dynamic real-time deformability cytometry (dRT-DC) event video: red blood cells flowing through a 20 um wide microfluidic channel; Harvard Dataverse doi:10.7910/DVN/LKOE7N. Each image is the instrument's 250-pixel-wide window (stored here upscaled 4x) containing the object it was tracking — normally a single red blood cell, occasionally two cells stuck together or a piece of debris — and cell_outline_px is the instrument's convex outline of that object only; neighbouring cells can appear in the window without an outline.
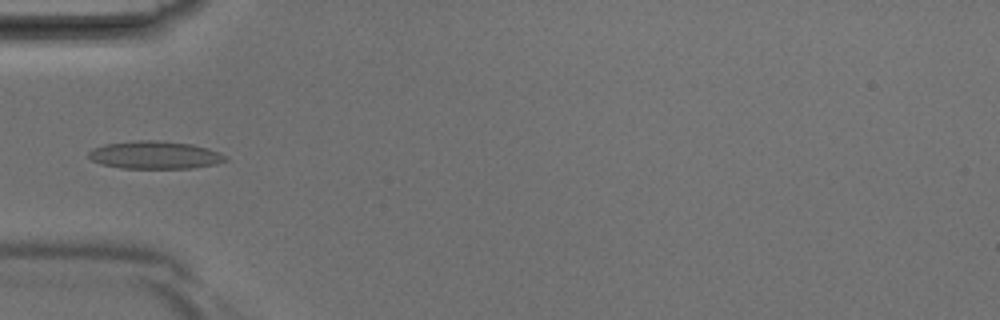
{"species": "Egyptian fruit bat (a non-hibernating species)", "species_latin": "Rousettus aegyptiacus", "temperature_condition": "room temperature", "stored_images_in_passage": 39, "camera_frame_rate_fps": 3000, "um_per_image_px": 0.085, "animal": {"sex": "male"}, "frame": {"image": 1, "passage_image": 12, "time_ms": 3.667, "image_size_px": [1000, 320], "cell_outline_px": [[228, 160], [216, 164], [192, 168], [120, 168], [100, 164], [92, 160], [88, 156], [88, 152], [92, 148], [104, 144], [136, 140], [156, 140], [192, 144], [208, 148], [220, 152]], "centroid_in_image_um": [13.14, 13.17], "position_along_channel_um": 71.9, "area_um2": 22.25}}
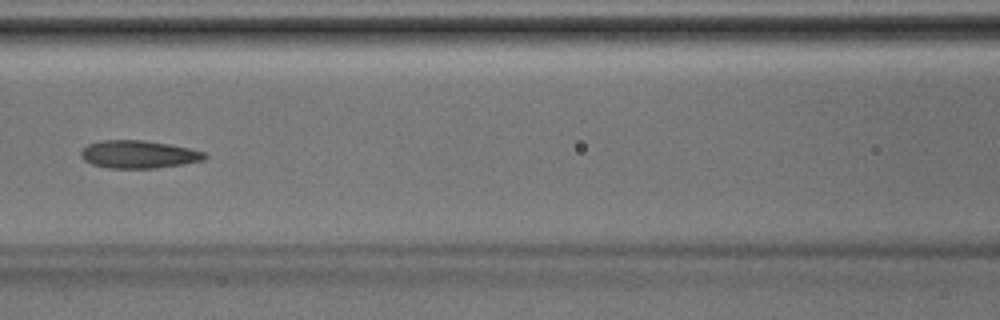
{"frame": {"image": 2, "passage_image": 17, "time_ms": 5.333, "image_size_px": [1000, 320], "cell_outline_px": [[208, 156], [204, 160], [184, 164], [156, 168], [108, 168], [92, 164], [84, 160], [80, 156], [80, 152], [88, 144], [100, 140], [144, 140], [168, 144], [188, 148], [204, 152]], "centroid_in_image_um": [11.77, 13.12], "position_along_channel_um": 154.8, "area_um2": 20.06}}
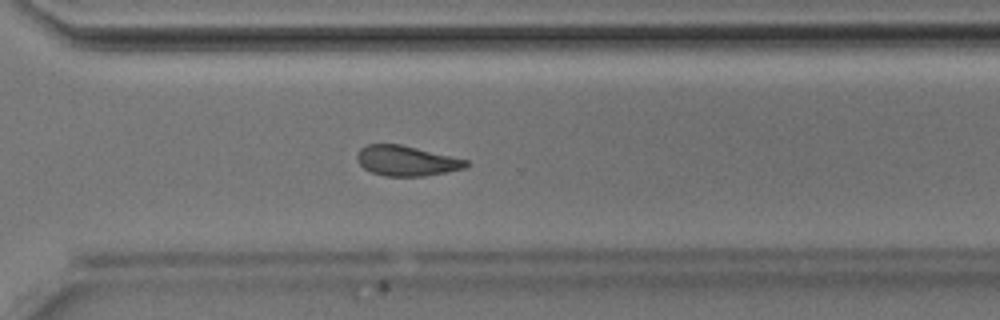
{"frame": {"image": 3, "passage_image": 28, "time_ms": 9.0, "image_size_px": [1000, 320], "cell_outline_px": [[468, 164], [464, 168], [424, 176], [384, 176], [372, 172], [364, 168], [356, 160], [356, 156], [360, 148], [368, 144], [400, 144], [468, 160]], "centroid_in_image_um": [34.5, 13.66], "position_along_channel_um": 336.1, "area_um2": 18.96}}